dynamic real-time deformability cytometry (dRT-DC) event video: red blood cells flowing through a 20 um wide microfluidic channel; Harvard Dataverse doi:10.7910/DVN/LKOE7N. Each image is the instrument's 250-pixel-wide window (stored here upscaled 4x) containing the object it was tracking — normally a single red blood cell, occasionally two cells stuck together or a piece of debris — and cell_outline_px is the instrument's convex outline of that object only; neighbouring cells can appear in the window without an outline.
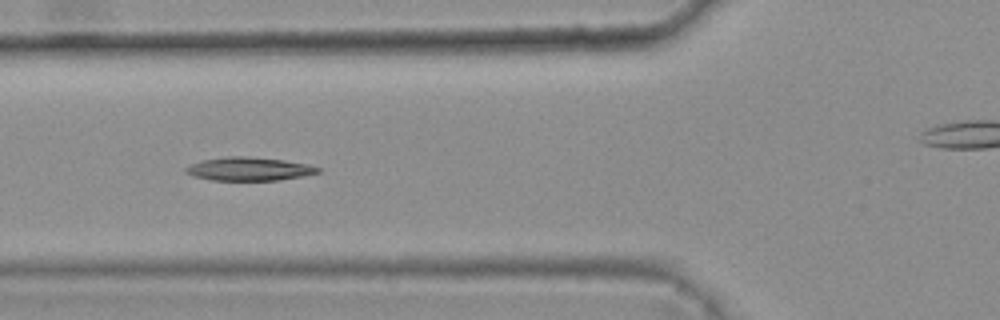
{"species": "common noctule bat (a hibernating species)", "species_latin": "Nyctalus noctula", "temperature_condition": "warm", "stored_images_in_passage": 43, "camera_frame_rate_fps": 3000, "um_per_image_px": 0.085, "animal": {"sex": "female", "body_mass_g": 25.1}, "frame": {"image": 1, "passage_image": 19, "time_ms": 6.0, "image_size_px": [1000, 320], "cell_outline_px": [[320, 172], [300, 176], [276, 180], [212, 180], [192, 176], [184, 172], [184, 168], [192, 164], [204, 160], [228, 156], [244, 156], [284, 160], [304, 164], [320, 168]], "centroid_in_image_um": [21.1, 14.36], "position_along_channel_um": 104.7, "area_um2": 17.69}}